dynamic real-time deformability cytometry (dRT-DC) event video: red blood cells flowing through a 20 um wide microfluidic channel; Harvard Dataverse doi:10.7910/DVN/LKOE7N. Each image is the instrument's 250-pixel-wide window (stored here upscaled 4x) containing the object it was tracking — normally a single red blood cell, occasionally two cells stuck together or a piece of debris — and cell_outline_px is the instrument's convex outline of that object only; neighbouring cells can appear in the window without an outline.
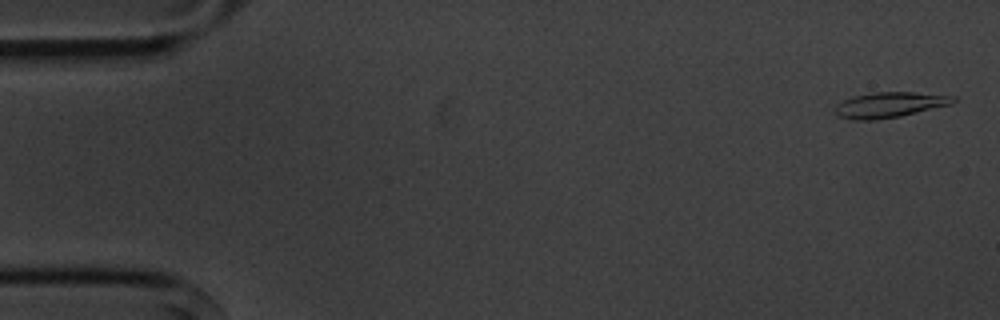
{"species": "common noctule bat (a hibernating species)", "species_latin": "Nyctalus noctula", "temperature_condition": "cold", "stored_images_in_passage": 5, "camera_frame_rate_fps": 3000, "um_per_image_px": 0.085, "animal": {"sex": "male", "body_mass_g": 20.1, "forearm_length_mm": 53.5}, "frame": {"image": 1, "passage_image": 1, "time_ms": 0.0, "image_size_px": [1000, 320], "cell_outline_px": [[956, 100], [952, 104], [900, 116], [876, 120], [852, 120], [840, 116], [836, 112], [836, 104], [852, 96], [872, 92], [912, 92], [956, 96]], "centroid_in_image_um": [75.62, 8.9], "position_along_channel_um": 9.4, "area_um2": 17.46}}
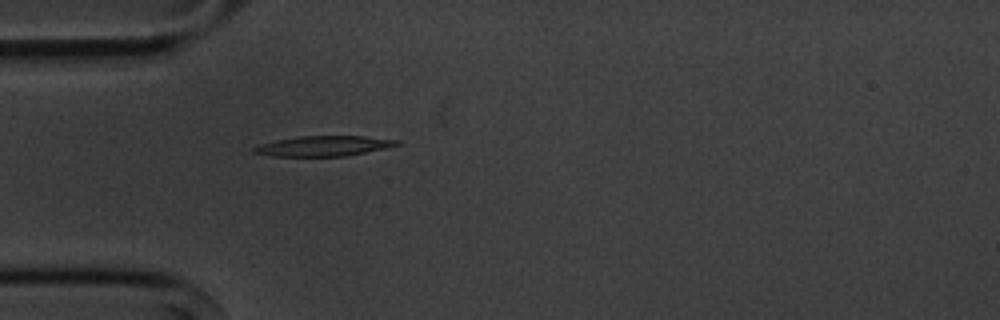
{"frame": {"image": 2, "passage_image": 5, "time_ms": 4.667, "image_size_px": [1000, 320], "cell_outline_px": [[400, 144], [384, 148], [348, 156], [272, 156], [252, 152], [252, 148], [256, 144], [276, 140], [300, 136], [364, 136], [400, 140]], "centroid_in_image_um": [27.46, 12.41], "position_along_channel_um": 57.5, "area_um2": 16.88}}